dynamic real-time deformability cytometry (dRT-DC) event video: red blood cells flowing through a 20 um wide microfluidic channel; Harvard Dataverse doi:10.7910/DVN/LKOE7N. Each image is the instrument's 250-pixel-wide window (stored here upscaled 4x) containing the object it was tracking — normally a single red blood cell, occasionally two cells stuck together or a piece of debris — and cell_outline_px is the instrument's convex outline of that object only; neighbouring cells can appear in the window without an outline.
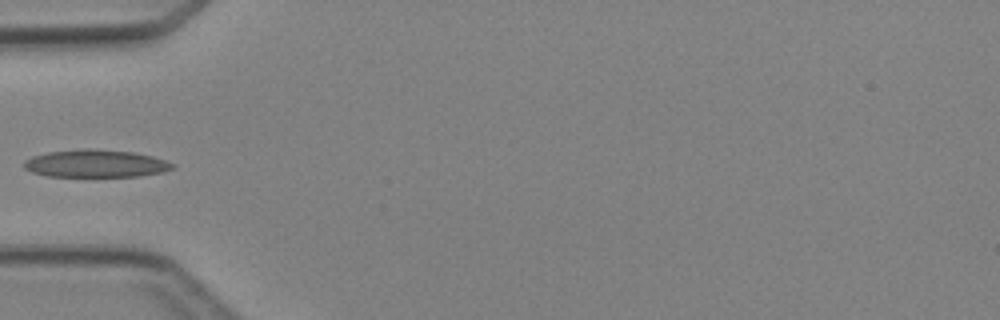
{"species": "Egyptian fruit bat (a non-hibernating species)", "species_latin": "Rousettus aegyptiacus", "temperature_condition": "cold", "stored_images_in_passage": 3, "camera_frame_rate_fps": 3000, "um_per_image_px": 0.085, "animal": {"sex": "female"}, "frame": {"image": 1, "passage_image": 3, "time_ms": 2.333, "image_size_px": [1000, 320], "cell_outline_px": [[172, 168], [160, 172], [140, 176], [44, 176], [32, 172], [24, 168], [24, 160], [32, 156], [48, 152], [132, 152], [152, 156], [164, 160], [172, 164]], "centroid_in_image_um": [8.09, 13.96], "position_along_channel_um": 76.9, "area_um2": 22.37}}